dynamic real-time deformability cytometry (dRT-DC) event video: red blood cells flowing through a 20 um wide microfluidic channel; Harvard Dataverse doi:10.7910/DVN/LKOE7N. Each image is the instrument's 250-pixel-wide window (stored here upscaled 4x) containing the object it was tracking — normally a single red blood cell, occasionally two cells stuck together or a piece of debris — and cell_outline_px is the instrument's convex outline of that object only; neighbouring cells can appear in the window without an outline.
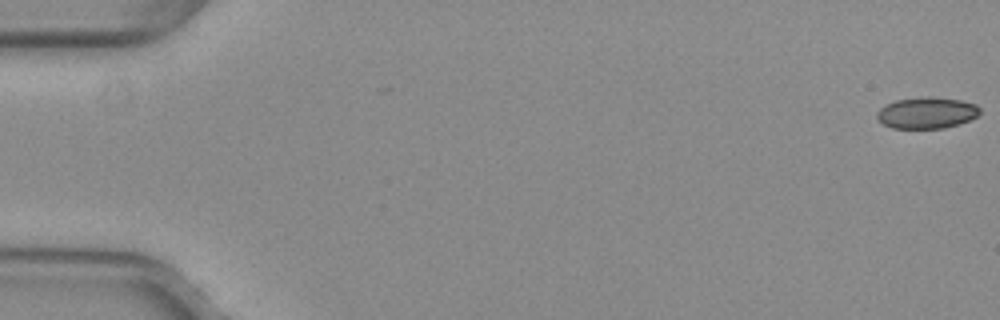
{"species": "common noctule bat (a hibernating species)", "species_latin": "Nyctalus noctula", "temperature_condition": "warm", "stored_images_in_passage": 53, "camera_frame_rate_fps": 3000, "um_per_image_px": 0.085, "animal": {"sex": "female", "body_mass_g": 29.2, "forearm_length_mm": 56.3}, "frame": {"image": 1, "passage_image": 1, "time_ms": 0.0, "image_size_px": [1000, 320], "cell_outline_px": [[980, 112], [976, 116], [960, 124], [944, 128], [892, 128], [884, 124], [876, 116], [876, 112], [880, 108], [896, 100], [924, 96], [932, 96], [960, 100], [976, 104], [980, 108]], "centroid_in_image_um": [78.78, 9.58], "position_along_channel_um": 6.2, "area_um2": 18.79}}
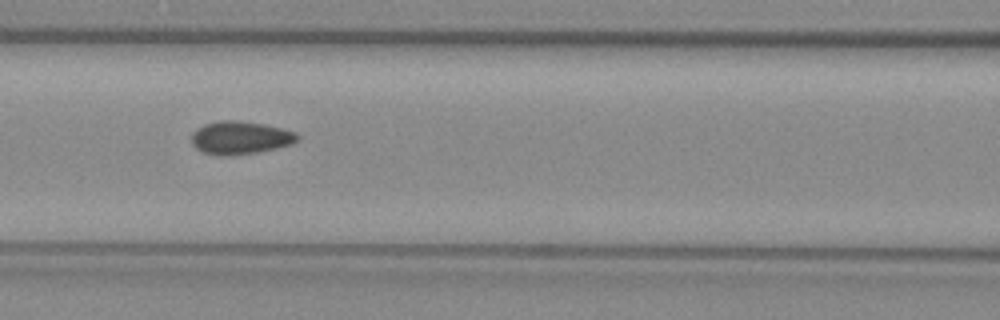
{"frame": {"image": 2, "passage_image": 24, "time_ms": 7.667, "image_size_px": [1000, 320], "cell_outline_px": [[300, 136], [292, 144], [276, 148], [256, 152], [204, 152], [196, 148], [192, 144], [192, 132], [196, 128], [204, 124], [220, 120], [236, 120], [264, 124], [296, 132]], "centroid_in_image_um": [20.44, 11.64], "position_along_channel_um": 146.2, "area_um2": 19.48}}
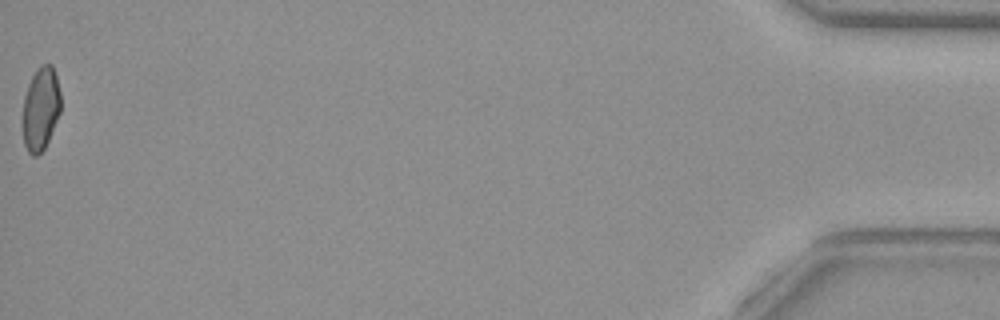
{"frame": {"image": 3, "passage_image": 53, "time_ms": 17.333, "image_size_px": [1000, 320], "cell_outline_px": [[60, 112], [48, 140], [44, 148], [36, 156], [32, 156], [28, 152], [24, 144], [24, 96], [28, 84], [32, 76], [40, 64], [52, 64], [56, 76], [60, 92]], "centroid_in_image_um": [3.47, 9.21], "position_along_channel_um": 431.7, "area_um2": 18.15}, "authors_computed_cell_mechanics": {"area_um2": 19.4208, "velocity_mm_per_s": 4.0235, "shape_relaxation_time_tau1_ms": null, "shape_relaxation_time_tau2_ms": 0.9393, "deformation_change_tau1": null, "deformation_change_tau2": 0.0596}}